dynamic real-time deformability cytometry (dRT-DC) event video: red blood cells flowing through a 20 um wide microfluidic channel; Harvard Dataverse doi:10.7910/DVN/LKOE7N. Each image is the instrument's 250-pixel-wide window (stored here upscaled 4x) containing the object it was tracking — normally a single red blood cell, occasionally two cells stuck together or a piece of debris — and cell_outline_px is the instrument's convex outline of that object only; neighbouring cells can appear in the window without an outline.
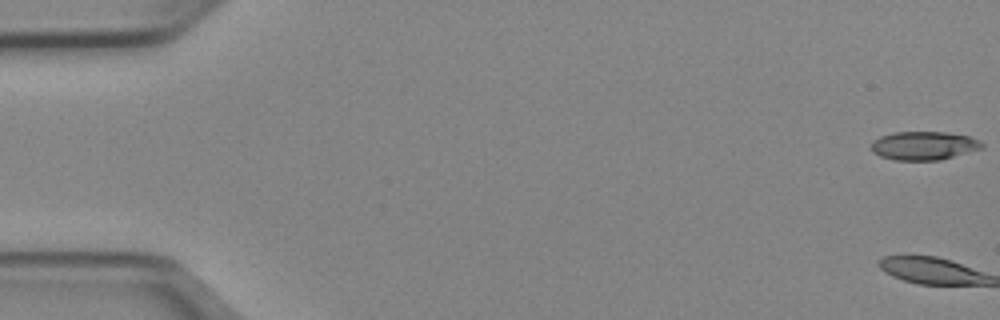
{"species": "Egyptian fruit bat (a non-hibernating species)", "species_latin": "Rousettus aegyptiacus", "temperature_condition": "cold", "stored_images_in_passage": 53, "camera_frame_rate_fps": 3000, "um_per_image_px": 0.085, "animal": {"sex": "female"}, "frame": {"image": 1, "passage_image": 1, "time_ms": 0.0, "image_size_px": [1000, 320], "cell_outline_px": [[984, 148], [940, 160], [892, 160], [880, 156], [872, 152], [872, 140], [880, 136], [892, 132], [948, 132], [968, 136], [980, 140], [984, 144]], "centroid_in_image_um": [78.53, 12.38], "position_along_channel_um": 6.5, "area_um2": 18.61}}
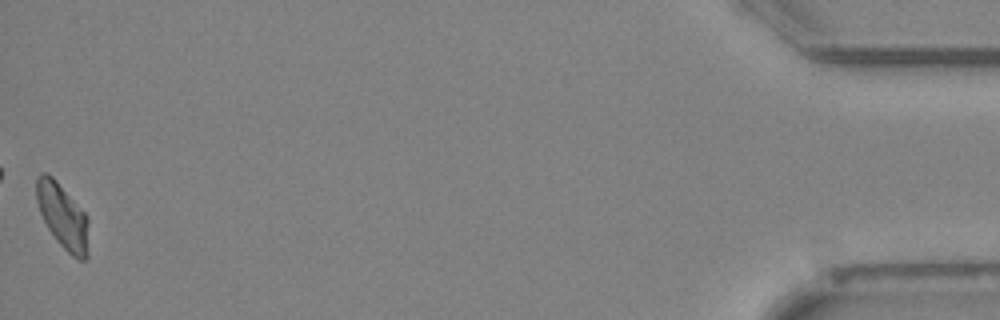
{"frame": {"image": 2, "passage_image": 53, "time_ms": 17.333, "image_size_px": [1000, 320], "cell_outline_px": [[88, 256], [84, 260], [80, 260], [72, 256], [56, 240], [48, 228], [40, 212], [36, 200], [36, 176], [40, 172], [44, 172], [52, 176], [56, 180], [88, 216]], "centroid_in_image_um": [5.33, 18.37], "position_along_channel_um": 429.9, "area_um2": 19.77}, "authors_computed_cell_mechanics": {"area_um2": 20.519, "velocity_mm_per_s": 3.9276, "shape_relaxation_time_tau1_ms": 6.7737, "shape_relaxation_time_tau2_ms": null, "deformation_change_tau1": 0.1761, "deformation_change_tau2": null}}